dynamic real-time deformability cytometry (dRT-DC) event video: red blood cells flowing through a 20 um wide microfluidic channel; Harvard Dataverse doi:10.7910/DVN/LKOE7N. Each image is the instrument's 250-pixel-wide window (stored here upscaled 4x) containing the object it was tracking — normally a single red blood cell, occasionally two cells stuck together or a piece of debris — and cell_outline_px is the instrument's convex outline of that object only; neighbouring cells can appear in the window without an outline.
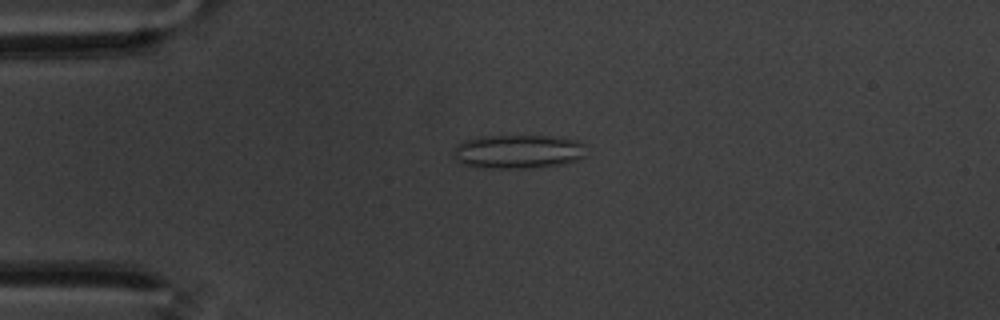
{"species": "common noctule bat (a hibernating species)", "species_latin": "Nyctalus noctula", "temperature_condition": "warm", "stored_images_in_passage": 59, "camera_frame_rate_fps": 3000, "um_per_image_px": 0.085, "animal": {"sex": "male", "body_mass_g": 20.1, "forearm_length_mm": 53.5}, "frame": {"image": 1, "passage_image": 15, "time_ms": 4.667, "image_size_px": [1000, 320], "cell_outline_px": [[584, 156], [580, 160], [564, 164], [528, 168], [488, 168], [464, 164], [452, 156], [456, 144], [464, 140], [480, 136], [564, 136], [576, 140], [584, 144]], "centroid_in_image_um": [44.06, 12.87], "position_along_channel_um": 40.9, "area_um2": 26.47}}
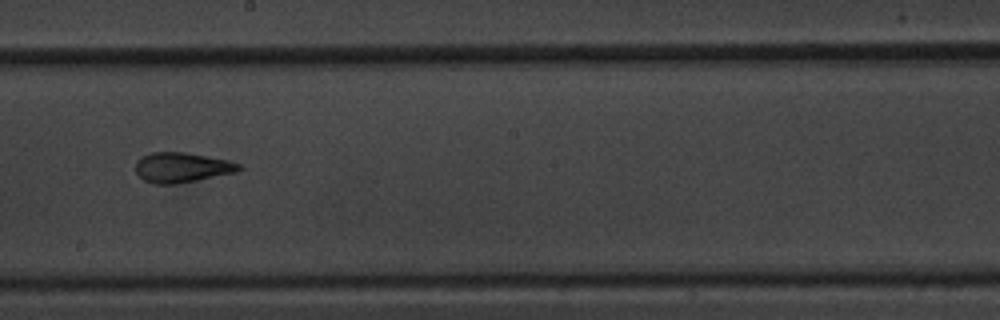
{"frame": {"image": 2, "passage_image": 34, "time_ms": 11.0, "image_size_px": [1000, 320], "cell_outline_px": [[244, 168], [236, 172], [176, 184], [156, 184], [144, 180], [136, 172], [136, 160], [140, 156], [152, 152], [184, 152], [228, 160], [240, 164]], "centroid_in_image_um": [15.44, 14.23], "position_along_channel_um": 232.8, "area_um2": 18.03}}
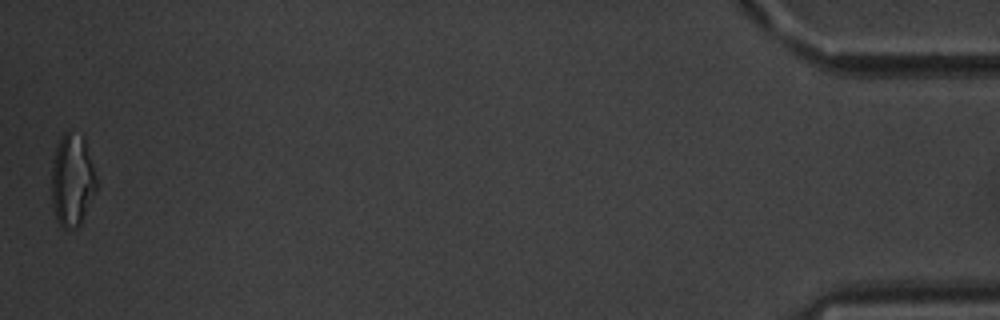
{"frame": {"image": 3, "passage_image": 59, "time_ms": 19.333, "image_size_px": [1000, 320], "cell_outline_px": [[96, 192], [80, 224], [76, 228], [64, 228], [60, 224], [56, 216], [52, 204], [52, 160], [56, 148], [64, 132], [68, 132], [84, 136], [96, 176]], "centroid_in_image_um": [6.15, 15.32], "position_along_channel_um": 429.1, "area_um2": 23.93}, "authors_computed_cell_mechanics": {"area_um2": 19.1318, "velocity_mm_per_s": 3.4424, "shape_relaxation_time_tau1_ms": 7.8066, "shape_relaxation_time_tau2_ms": 1.6556, "deformation_change_tau1": 0.1811, "deformation_change_tau2": 0.1103}}